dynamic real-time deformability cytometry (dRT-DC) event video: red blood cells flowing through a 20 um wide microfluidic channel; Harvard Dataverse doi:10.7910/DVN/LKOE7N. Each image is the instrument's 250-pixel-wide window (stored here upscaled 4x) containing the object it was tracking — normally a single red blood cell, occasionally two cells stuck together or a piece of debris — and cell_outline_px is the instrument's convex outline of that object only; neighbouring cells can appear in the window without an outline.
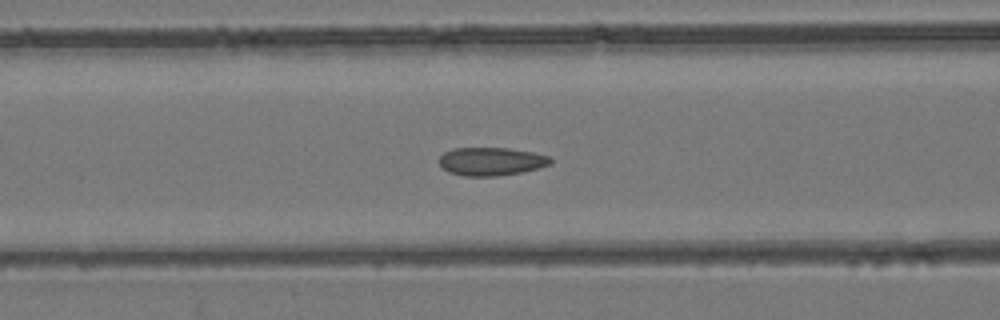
{"species": "common noctule bat (a hibernating species)", "species_latin": "Nyctalus noctula", "temperature_condition": "room temperature", "stored_images_in_passage": 53, "camera_frame_rate_fps": 3000, "um_per_image_px": 0.085, "animal": {"sex": "female", "body_mass_g": 24.6, "forearm_length_mm": 56.2}, "frame": {"image": 1, "passage_image": 22, "time_ms": 7.0, "image_size_px": [1000, 320], "cell_outline_px": [[552, 164], [540, 168], [520, 172], [496, 176], [464, 176], [448, 172], [440, 164], [440, 156], [444, 152], [452, 148], [508, 148], [532, 152], [548, 156], [552, 160]], "centroid_in_image_um": [41.76, 13.72], "position_along_channel_um": 124.8, "area_um2": 18.26}}
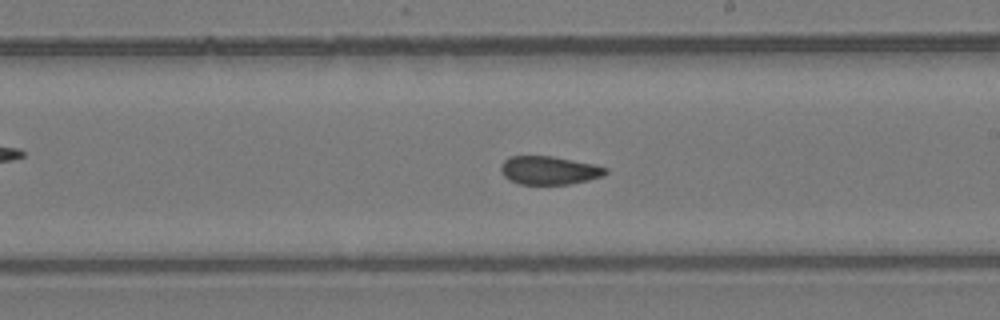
{"frame": {"image": 2, "passage_image": 31, "time_ms": 10.0, "image_size_px": [1000, 320], "cell_outline_px": [[608, 172], [604, 176], [588, 180], [568, 184], [520, 184], [508, 180], [504, 176], [500, 168], [504, 160], [508, 156], [552, 156], [592, 164], [608, 168]], "centroid_in_image_um": [46.67, 14.48], "position_along_channel_um": 242.3, "area_um2": 17.28}}
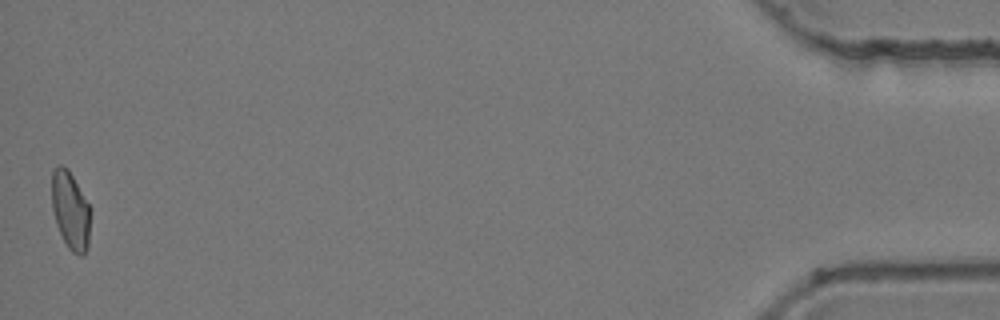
{"frame": {"image": 3, "passage_image": 53, "time_ms": 17.333, "image_size_px": [1000, 320], "cell_outline_px": [[88, 248], [84, 256], [80, 256], [72, 252], [68, 248], [56, 224], [52, 208], [52, 172], [60, 164], [68, 168], [88, 204]], "centroid_in_image_um": [5.96, 17.9], "position_along_channel_um": 429.2, "area_um2": 17.11}, "authors_computed_cell_mechanics": {"area_um2": 18.207, "velocity_mm_per_s": 3.9093, "shape_relaxation_time_tau1_ms": null, "shape_relaxation_time_tau2_ms": 1.8105, "deformation_change_tau1": null, "deformation_change_tau2": 0.0484}}